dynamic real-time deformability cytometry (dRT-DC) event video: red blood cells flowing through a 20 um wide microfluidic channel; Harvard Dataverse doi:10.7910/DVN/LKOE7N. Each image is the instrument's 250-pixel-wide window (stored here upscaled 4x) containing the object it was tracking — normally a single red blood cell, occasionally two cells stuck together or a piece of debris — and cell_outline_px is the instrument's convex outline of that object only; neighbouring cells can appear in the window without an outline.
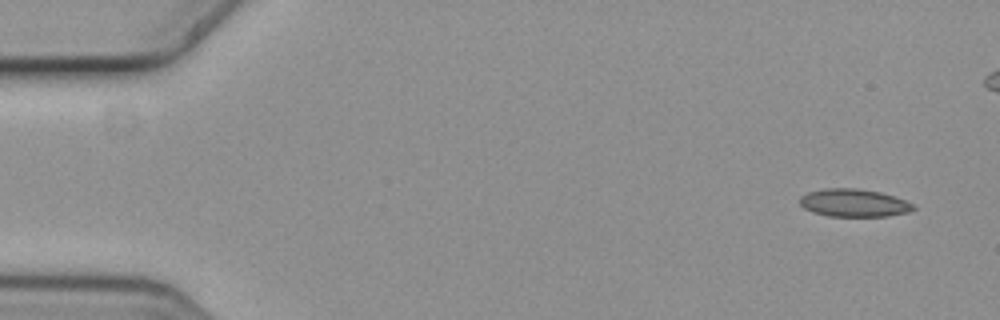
{"species": "common noctule bat (a hibernating species)", "species_latin": "Nyctalus noctula", "temperature_condition": "cold", "stored_images_in_passage": 6, "camera_frame_rate_fps": 3000, "um_per_image_px": 0.085, "animal": {"sex": "female", "body_mass_g": 19.3, "forearm_length_mm": 54.1}, "frame": {"image": 1, "passage_image": 1, "time_ms": 0.0, "image_size_px": [1000, 320], "cell_outline_px": [[916, 208], [908, 212], [888, 216], [828, 216], [812, 212], [804, 208], [800, 204], [800, 196], [808, 192], [828, 188], [852, 188], [880, 192], [904, 200], [912, 204]], "centroid_in_image_um": [72.55, 17.25], "position_along_channel_um": 12.5, "area_um2": 18.21}}
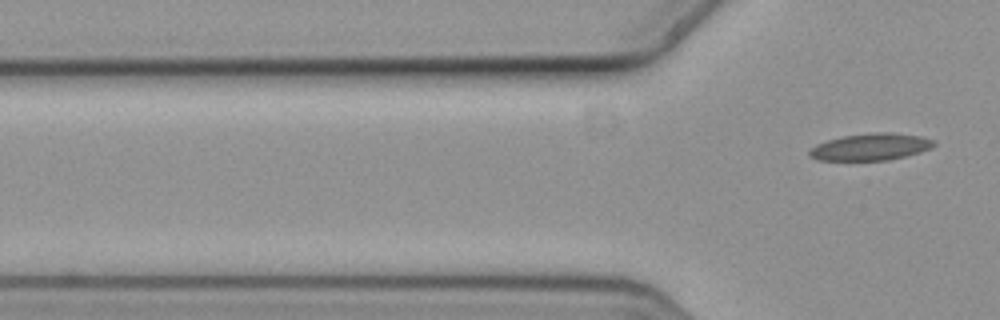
{"frame": {"image": 2, "passage_image": 6, "time_ms": 1.667, "image_size_px": [1000, 320], "cell_outline_px": [[936, 144], [932, 148], [920, 152], [888, 160], [816, 160], [808, 156], [808, 152], [816, 144], [840, 136], [872, 132], [892, 132], [920, 136], [936, 140]], "centroid_in_image_um": [74.01, 12.47], "position_along_channel_um": 51.8, "area_um2": 19.71}}